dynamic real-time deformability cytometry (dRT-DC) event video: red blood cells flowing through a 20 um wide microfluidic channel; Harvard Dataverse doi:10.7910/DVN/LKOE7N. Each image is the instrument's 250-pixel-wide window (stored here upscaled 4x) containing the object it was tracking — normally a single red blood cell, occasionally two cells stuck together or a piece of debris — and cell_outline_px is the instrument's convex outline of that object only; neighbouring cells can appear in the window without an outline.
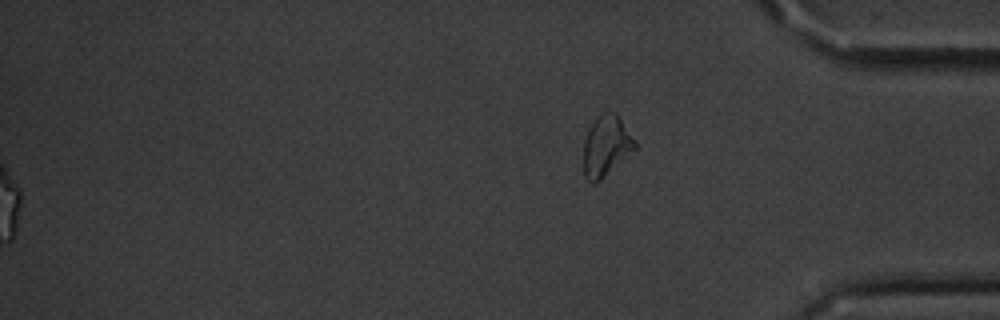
{"species": "common noctule bat (a hibernating species)", "species_latin": "Nyctalus noctula", "temperature_condition": "cold", "stored_images_in_passage": 46, "segment_of_instrument_passage": [2, 2], "camera_frame_rate_fps": 3000, "um_per_image_px": 0.085, "animal": {"sex": "male", "body_mass_g": 20.1, "forearm_length_mm": 53.5}, "frame": {"image": 1, "passage_image": 46, "time_ms": 15.0, "image_size_px": [1000, 320], "cell_outline_px": [[636, 148], [596, 184], [592, 184], [584, 176], [584, 140], [588, 128], [596, 116], [604, 112], [616, 112], [636, 140]], "centroid_in_image_um": [51.51, 12.39], "position_along_channel_um": 383.7, "area_um2": 18.26}}